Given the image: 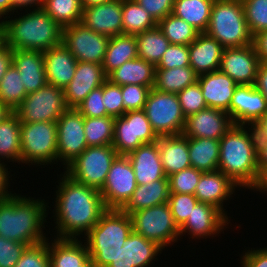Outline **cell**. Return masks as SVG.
<instances>
[{
    "mask_svg": "<svg viewBox=\"0 0 267 267\" xmlns=\"http://www.w3.org/2000/svg\"><path fill=\"white\" fill-rule=\"evenodd\" d=\"M198 202L193 194L170 193L167 203L179 228L188 219Z\"/></svg>",
    "mask_w": 267,
    "mask_h": 267,
    "instance_id": "obj_46",
    "label": "cell"
},
{
    "mask_svg": "<svg viewBox=\"0 0 267 267\" xmlns=\"http://www.w3.org/2000/svg\"><path fill=\"white\" fill-rule=\"evenodd\" d=\"M181 105L183 115L187 118L189 115L197 113L207 108L201 87L198 82L187 86L177 94Z\"/></svg>",
    "mask_w": 267,
    "mask_h": 267,
    "instance_id": "obj_47",
    "label": "cell"
},
{
    "mask_svg": "<svg viewBox=\"0 0 267 267\" xmlns=\"http://www.w3.org/2000/svg\"><path fill=\"white\" fill-rule=\"evenodd\" d=\"M255 87L267 100V62H260L259 64Z\"/></svg>",
    "mask_w": 267,
    "mask_h": 267,
    "instance_id": "obj_60",
    "label": "cell"
},
{
    "mask_svg": "<svg viewBox=\"0 0 267 267\" xmlns=\"http://www.w3.org/2000/svg\"><path fill=\"white\" fill-rule=\"evenodd\" d=\"M156 66L141 58L131 59L112 71L107 77L119 86L135 84L147 86L155 85Z\"/></svg>",
    "mask_w": 267,
    "mask_h": 267,
    "instance_id": "obj_32",
    "label": "cell"
},
{
    "mask_svg": "<svg viewBox=\"0 0 267 267\" xmlns=\"http://www.w3.org/2000/svg\"><path fill=\"white\" fill-rule=\"evenodd\" d=\"M130 216L133 231L162 249L181 240L180 228L174 221L168 203L133 212Z\"/></svg>",
    "mask_w": 267,
    "mask_h": 267,
    "instance_id": "obj_10",
    "label": "cell"
},
{
    "mask_svg": "<svg viewBox=\"0 0 267 267\" xmlns=\"http://www.w3.org/2000/svg\"><path fill=\"white\" fill-rule=\"evenodd\" d=\"M42 9L62 28L81 22V0H45Z\"/></svg>",
    "mask_w": 267,
    "mask_h": 267,
    "instance_id": "obj_41",
    "label": "cell"
},
{
    "mask_svg": "<svg viewBox=\"0 0 267 267\" xmlns=\"http://www.w3.org/2000/svg\"><path fill=\"white\" fill-rule=\"evenodd\" d=\"M207 107L224 110L229 115V106L238 84L220 70L198 76Z\"/></svg>",
    "mask_w": 267,
    "mask_h": 267,
    "instance_id": "obj_24",
    "label": "cell"
},
{
    "mask_svg": "<svg viewBox=\"0 0 267 267\" xmlns=\"http://www.w3.org/2000/svg\"><path fill=\"white\" fill-rule=\"evenodd\" d=\"M47 84L64 89L73 79L77 60L61 43L43 52Z\"/></svg>",
    "mask_w": 267,
    "mask_h": 267,
    "instance_id": "obj_25",
    "label": "cell"
},
{
    "mask_svg": "<svg viewBox=\"0 0 267 267\" xmlns=\"http://www.w3.org/2000/svg\"><path fill=\"white\" fill-rule=\"evenodd\" d=\"M21 158V122L11 112L0 122V162L4 160L20 164ZM3 159V160H1Z\"/></svg>",
    "mask_w": 267,
    "mask_h": 267,
    "instance_id": "obj_35",
    "label": "cell"
},
{
    "mask_svg": "<svg viewBox=\"0 0 267 267\" xmlns=\"http://www.w3.org/2000/svg\"><path fill=\"white\" fill-rule=\"evenodd\" d=\"M87 267H94L93 263L91 262Z\"/></svg>",
    "mask_w": 267,
    "mask_h": 267,
    "instance_id": "obj_68",
    "label": "cell"
},
{
    "mask_svg": "<svg viewBox=\"0 0 267 267\" xmlns=\"http://www.w3.org/2000/svg\"><path fill=\"white\" fill-rule=\"evenodd\" d=\"M15 267H50L48 239L36 245L27 246Z\"/></svg>",
    "mask_w": 267,
    "mask_h": 267,
    "instance_id": "obj_48",
    "label": "cell"
},
{
    "mask_svg": "<svg viewBox=\"0 0 267 267\" xmlns=\"http://www.w3.org/2000/svg\"><path fill=\"white\" fill-rule=\"evenodd\" d=\"M267 112V100L255 85H238L229 106L234 125L252 126Z\"/></svg>",
    "mask_w": 267,
    "mask_h": 267,
    "instance_id": "obj_18",
    "label": "cell"
},
{
    "mask_svg": "<svg viewBox=\"0 0 267 267\" xmlns=\"http://www.w3.org/2000/svg\"><path fill=\"white\" fill-rule=\"evenodd\" d=\"M133 231L131 216L121 209H107L83 237L94 267H107Z\"/></svg>",
    "mask_w": 267,
    "mask_h": 267,
    "instance_id": "obj_5",
    "label": "cell"
},
{
    "mask_svg": "<svg viewBox=\"0 0 267 267\" xmlns=\"http://www.w3.org/2000/svg\"><path fill=\"white\" fill-rule=\"evenodd\" d=\"M170 195L168 177L147 184L137 185L131 198L121 208L127 214L168 202Z\"/></svg>",
    "mask_w": 267,
    "mask_h": 267,
    "instance_id": "obj_31",
    "label": "cell"
},
{
    "mask_svg": "<svg viewBox=\"0 0 267 267\" xmlns=\"http://www.w3.org/2000/svg\"><path fill=\"white\" fill-rule=\"evenodd\" d=\"M157 26L171 44L189 46L200 33L192 25L172 13L158 21Z\"/></svg>",
    "mask_w": 267,
    "mask_h": 267,
    "instance_id": "obj_42",
    "label": "cell"
},
{
    "mask_svg": "<svg viewBox=\"0 0 267 267\" xmlns=\"http://www.w3.org/2000/svg\"><path fill=\"white\" fill-rule=\"evenodd\" d=\"M5 45V30L3 23L0 21V49Z\"/></svg>",
    "mask_w": 267,
    "mask_h": 267,
    "instance_id": "obj_67",
    "label": "cell"
},
{
    "mask_svg": "<svg viewBox=\"0 0 267 267\" xmlns=\"http://www.w3.org/2000/svg\"><path fill=\"white\" fill-rule=\"evenodd\" d=\"M215 0H175L172 14L192 25L200 33L205 32Z\"/></svg>",
    "mask_w": 267,
    "mask_h": 267,
    "instance_id": "obj_36",
    "label": "cell"
},
{
    "mask_svg": "<svg viewBox=\"0 0 267 267\" xmlns=\"http://www.w3.org/2000/svg\"><path fill=\"white\" fill-rule=\"evenodd\" d=\"M60 177L52 216L56 238L78 239L92 229L107 208L100 191L78 183L65 172Z\"/></svg>",
    "mask_w": 267,
    "mask_h": 267,
    "instance_id": "obj_1",
    "label": "cell"
},
{
    "mask_svg": "<svg viewBox=\"0 0 267 267\" xmlns=\"http://www.w3.org/2000/svg\"><path fill=\"white\" fill-rule=\"evenodd\" d=\"M202 171L189 167L168 176L170 193L195 194Z\"/></svg>",
    "mask_w": 267,
    "mask_h": 267,
    "instance_id": "obj_45",
    "label": "cell"
},
{
    "mask_svg": "<svg viewBox=\"0 0 267 267\" xmlns=\"http://www.w3.org/2000/svg\"><path fill=\"white\" fill-rule=\"evenodd\" d=\"M112 0H81L83 8L99 5L102 3L110 2Z\"/></svg>",
    "mask_w": 267,
    "mask_h": 267,
    "instance_id": "obj_65",
    "label": "cell"
},
{
    "mask_svg": "<svg viewBox=\"0 0 267 267\" xmlns=\"http://www.w3.org/2000/svg\"><path fill=\"white\" fill-rule=\"evenodd\" d=\"M67 109L64 89L46 84L27 94L14 113L21 123L57 122Z\"/></svg>",
    "mask_w": 267,
    "mask_h": 267,
    "instance_id": "obj_11",
    "label": "cell"
},
{
    "mask_svg": "<svg viewBox=\"0 0 267 267\" xmlns=\"http://www.w3.org/2000/svg\"><path fill=\"white\" fill-rule=\"evenodd\" d=\"M44 3L45 0H11V14H14V12L18 14V10L23 11V8L25 10H31V8L33 9L34 7V9H40L43 7Z\"/></svg>",
    "mask_w": 267,
    "mask_h": 267,
    "instance_id": "obj_58",
    "label": "cell"
},
{
    "mask_svg": "<svg viewBox=\"0 0 267 267\" xmlns=\"http://www.w3.org/2000/svg\"><path fill=\"white\" fill-rule=\"evenodd\" d=\"M19 14V18L2 20L5 44L12 50L44 52L62 43L63 28L42 8Z\"/></svg>",
    "mask_w": 267,
    "mask_h": 267,
    "instance_id": "obj_4",
    "label": "cell"
},
{
    "mask_svg": "<svg viewBox=\"0 0 267 267\" xmlns=\"http://www.w3.org/2000/svg\"><path fill=\"white\" fill-rule=\"evenodd\" d=\"M244 252L240 257L242 267H267V247Z\"/></svg>",
    "mask_w": 267,
    "mask_h": 267,
    "instance_id": "obj_55",
    "label": "cell"
},
{
    "mask_svg": "<svg viewBox=\"0 0 267 267\" xmlns=\"http://www.w3.org/2000/svg\"><path fill=\"white\" fill-rule=\"evenodd\" d=\"M104 104L103 85H101L100 87L92 90L76 109L84 117L109 116Z\"/></svg>",
    "mask_w": 267,
    "mask_h": 267,
    "instance_id": "obj_51",
    "label": "cell"
},
{
    "mask_svg": "<svg viewBox=\"0 0 267 267\" xmlns=\"http://www.w3.org/2000/svg\"><path fill=\"white\" fill-rule=\"evenodd\" d=\"M233 125L226 111L207 107L186 118L183 135L188 138L220 140Z\"/></svg>",
    "mask_w": 267,
    "mask_h": 267,
    "instance_id": "obj_19",
    "label": "cell"
},
{
    "mask_svg": "<svg viewBox=\"0 0 267 267\" xmlns=\"http://www.w3.org/2000/svg\"><path fill=\"white\" fill-rule=\"evenodd\" d=\"M144 110L128 111L115 117L114 139L112 146L119 155H127L143 144L157 141Z\"/></svg>",
    "mask_w": 267,
    "mask_h": 267,
    "instance_id": "obj_12",
    "label": "cell"
},
{
    "mask_svg": "<svg viewBox=\"0 0 267 267\" xmlns=\"http://www.w3.org/2000/svg\"><path fill=\"white\" fill-rule=\"evenodd\" d=\"M205 33L224 48L253 44V35L245 19L242 0H215Z\"/></svg>",
    "mask_w": 267,
    "mask_h": 267,
    "instance_id": "obj_6",
    "label": "cell"
},
{
    "mask_svg": "<svg viewBox=\"0 0 267 267\" xmlns=\"http://www.w3.org/2000/svg\"><path fill=\"white\" fill-rule=\"evenodd\" d=\"M138 58L135 35H116L110 37L102 62L105 74L108 76L125 62Z\"/></svg>",
    "mask_w": 267,
    "mask_h": 267,
    "instance_id": "obj_33",
    "label": "cell"
},
{
    "mask_svg": "<svg viewBox=\"0 0 267 267\" xmlns=\"http://www.w3.org/2000/svg\"><path fill=\"white\" fill-rule=\"evenodd\" d=\"M126 156L133 166L137 185L147 184L166 177L157 141L143 144Z\"/></svg>",
    "mask_w": 267,
    "mask_h": 267,
    "instance_id": "obj_26",
    "label": "cell"
},
{
    "mask_svg": "<svg viewBox=\"0 0 267 267\" xmlns=\"http://www.w3.org/2000/svg\"><path fill=\"white\" fill-rule=\"evenodd\" d=\"M124 114L128 111L143 110L150 88L142 85L128 84L121 86Z\"/></svg>",
    "mask_w": 267,
    "mask_h": 267,
    "instance_id": "obj_49",
    "label": "cell"
},
{
    "mask_svg": "<svg viewBox=\"0 0 267 267\" xmlns=\"http://www.w3.org/2000/svg\"><path fill=\"white\" fill-rule=\"evenodd\" d=\"M103 98L109 116L120 117L124 114L121 86L107 79L103 84Z\"/></svg>",
    "mask_w": 267,
    "mask_h": 267,
    "instance_id": "obj_52",
    "label": "cell"
},
{
    "mask_svg": "<svg viewBox=\"0 0 267 267\" xmlns=\"http://www.w3.org/2000/svg\"><path fill=\"white\" fill-rule=\"evenodd\" d=\"M198 75L190 66L156 69L154 88L164 93L178 94L197 82Z\"/></svg>",
    "mask_w": 267,
    "mask_h": 267,
    "instance_id": "obj_37",
    "label": "cell"
},
{
    "mask_svg": "<svg viewBox=\"0 0 267 267\" xmlns=\"http://www.w3.org/2000/svg\"><path fill=\"white\" fill-rule=\"evenodd\" d=\"M13 65L19 71L27 94L47 84L42 51L13 50Z\"/></svg>",
    "mask_w": 267,
    "mask_h": 267,
    "instance_id": "obj_28",
    "label": "cell"
},
{
    "mask_svg": "<svg viewBox=\"0 0 267 267\" xmlns=\"http://www.w3.org/2000/svg\"><path fill=\"white\" fill-rule=\"evenodd\" d=\"M137 187L133 166L126 155H118L100 190L107 209H121Z\"/></svg>",
    "mask_w": 267,
    "mask_h": 267,
    "instance_id": "obj_15",
    "label": "cell"
},
{
    "mask_svg": "<svg viewBox=\"0 0 267 267\" xmlns=\"http://www.w3.org/2000/svg\"><path fill=\"white\" fill-rule=\"evenodd\" d=\"M190 66L189 46L170 44L162 55L156 69H171L175 67Z\"/></svg>",
    "mask_w": 267,
    "mask_h": 267,
    "instance_id": "obj_50",
    "label": "cell"
},
{
    "mask_svg": "<svg viewBox=\"0 0 267 267\" xmlns=\"http://www.w3.org/2000/svg\"><path fill=\"white\" fill-rule=\"evenodd\" d=\"M191 167L202 172L218 169L220 143L216 139L188 138Z\"/></svg>",
    "mask_w": 267,
    "mask_h": 267,
    "instance_id": "obj_34",
    "label": "cell"
},
{
    "mask_svg": "<svg viewBox=\"0 0 267 267\" xmlns=\"http://www.w3.org/2000/svg\"><path fill=\"white\" fill-rule=\"evenodd\" d=\"M17 68L12 64L0 82V102L11 112L23 102L27 96Z\"/></svg>",
    "mask_w": 267,
    "mask_h": 267,
    "instance_id": "obj_43",
    "label": "cell"
},
{
    "mask_svg": "<svg viewBox=\"0 0 267 267\" xmlns=\"http://www.w3.org/2000/svg\"><path fill=\"white\" fill-rule=\"evenodd\" d=\"M224 47L205 32L189 45L190 67L200 76L220 68Z\"/></svg>",
    "mask_w": 267,
    "mask_h": 267,
    "instance_id": "obj_27",
    "label": "cell"
},
{
    "mask_svg": "<svg viewBox=\"0 0 267 267\" xmlns=\"http://www.w3.org/2000/svg\"><path fill=\"white\" fill-rule=\"evenodd\" d=\"M162 250L155 242L132 231L107 267H149Z\"/></svg>",
    "mask_w": 267,
    "mask_h": 267,
    "instance_id": "obj_22",
    "label": "cell"
},
{
    "mask_svg": "<svg viewBox=\"0 0 267 267\" xmlns=\"http://www.w3.org/2000/svg\"><path fill=\"white\" fill-rule=\"evenodd\" d=\"M122 34L137 35L157 26V22L135 0H123Z\"/></svg>",
    "mask_w": 267,
    "mask_h": 267,
    "instance_id": "obj_39",
    "label": "cell"
},
{
    "mask_svg": "<svg viewBox=\"0 0 267 267\" xmlns=\"http://www.w3.org/2000/svg\"><path fill=\"white\" fill-rule=\"evenodd\" d=\"M244 15L252 35L267 30V0H242Z\"/></svg>",
    "mask_w": 267,
    "mask_h": 267,
    "instance_id": "obj_44",
    "label": "cell"
},
{
    "mask_svg": "<svg viewBox=\"0 0 267 267\" xmlns=\"http://www.w3.org/2000/svg\"><path fill=\"white\" fill-rule=\"evenodd\" d=\"M13 64V50L6 44L0 49V82Z\"/></svg>",
    "mask_w": 267,
    "mask_h": 267,
    "instance_id": "obj_59",
    "label": "cell"
},
{
    "mask_svg": "<svg viewBox=\"0 0 267 267\" xmlns=\"http://www.w3.org/2000/svg\"><path fill=\"white\" fill-rule=\"evenodd\" d=\"M230 223L228 216L215 206L198 202L180 227V238L188 233L192 239L215 237ZM227 226V227H226Z\"/></svg>",
    "mask_w": 267,
    "mask_h": 267,
    "instance_id": "obj_17",
    "label": "cell"
},
{
    "mask_svg": "<svg viewBox=\"0 0 267 267\" xmlns=\"http://www.w3.org/2000/svg\"><path fill=\"white\" fill-rule=\"evenodd\" d=\"M7 164L4 162H0V201L9 198L12 195L11 191H8L10 188V180L9 178L13 175H10V171L6 168ZM10 175V176H9Z\"/></svg>",
    "mask_w": 267,
    "mask_h": 267,
    "instance_id": "obj_57",
    "label": "cell"
},
{
    "mask_svg": "<svg viewBox=\"0 0 267 267\" xmlns=\"http://www.w3.org/2000/svg\"><path fill=\"white\" fill-rule=\"evenodd\" d=\"M45 201L15 192L9 198L1 200L0 236L28 246L46 241L48 238L43 230L49 203Z\"/></svg>",
    "mask_w": 267,
    "mask_h": 267,
    "instance_id": "obj_2",
    "label": "cell"
},
{
    "mask_svg": "<svg viewBox=\"0 0 267 267\" xmlns=\"http://www.w3.org/2000/svg\"><path fill=\"white\" fill-rule=\"evenodd\" d=\"M122 5L123 0H112L83 8L81 23L90 30L108 37L122 35Z\"/></svg>",
    "mask_w": 267,
    "mask_h": 267,
    "instance_id": "obj_21",
    "label": "cell"
},
{
    "mask_svg": "<svg viewBox=\"0 0 267 267\" xmlns=\"http://www.w3.org/2000/svg\"><path fill=\"white\" fill-rule=\"evenodd\" d=\"M235 188L240 187L223 172L219 170L203 172L196 186L194 196L199 202L211 204L226 215L223 203L233 197Z\"/></svg>",
    "mask_w": 267,
    "mask_h": 267,
    "instance_id": "obj_23",
    "label": "cell"
},
{
    "mask_svg": "<svg viewBox=\"0 0 267 267\" xmlns=\"http://www.w3.org/2000/svg\"><path fill=\"white\" fill-rule=\"evenodd\" d=\"M260 64L253 44L224 48L219 70L238 85H255Z\"/></svg>",
    "mask_w": 267,
    "mask_h": 267,
    "instance_id": "obj_16",
    "label": "cell"
},
{
    "mask_svg": "<svg viewBox=\"0 0 267 267\" xmlns=\"http://www.w3.org/2000/svg\"><path fill=\"white\" fill-rule=\"evenodd\" d=\"M233 125L219 140L218 169L236 185L249 188L258 171L257 138L253 126Z\"/></svg>",
    "mask_w": 267,
    "mask_h": 267,
    "instance_id": "obj_3",
    "label": "cell"
},
{
    "mask_svg": "<svg viewBox=\"0 0 267 267\" xmlns=\"http://www.w3.org/2000/svg\"><path fill=\"white\" fill-rule=\"evenodd\" d=\"M10 113L11 111L3 103L0 102V122Z\"/></svg>",
    "mask_w": 267,
    "mask_h": 267,
    "instance_id": "obj_66",
    "label": "cell"
},
{
    "mask_svg": "<svg viewBox=\"0 0 267 267\" xmlns=\"http://www.w3.org/2000/svg\"><path fill=\"white\" fill-rule=\"evenodd\" d=\"M54 238L51 243L48 239L50 267H87L92 262L81 240Z\"/></svg>",
    "mask_w": 267,
    "mask_h": 267,
    "instance_id": "obj_29",
    "label": "cell"
},
{
    "mask_svg": "<svg viewBox=\"0 0 267 267\" xmlns=\"http://www.w3.org/2000/svg\"><path fill=\"white\" fill-rule=\"evenodd\" d=\"M108 79L102 64L77 62L71 82L64 88L65 102L68 108H77L94 89Z\"/></svg>",
    "mask_w": 267,
    "mask_h": 267,
    "instance_id": "obj_20",
    "label": "cell"
},
{
    "mask_svg": "<svg viewBox=\"0 0 267 267\" xmlns=\"http://www.w3.org/2000/svg\"><path fill=\"white\" fill-rule=\"evenodd\" d=\"M157 145L166 177L191 167L188 137H185L183 134L158 136Z\"/></svg>",
    "mask_w": 267,
    "mask_h": 267,
    "instance_id": "obj_30",
    "label": "cell"
},
{
    "mask_svg": "<svg viewBox=\"0 0 267 267\" xmlns=\"http://www.w3.org/2000/svg\"><path fill=\"white\" fill-rule=\"evenodd\" d=\"M115 117H84V133L88 147L112 145Z\"/></svg>",
    "mask_w": 267,
    "mask_h": 267,
    "instance_id": "obj_40",
    "label": "cell"
},
{
    "mask_svg": "<svg viewBox=\"0 0 267 267\" xmlns=\"http://www.w3.org/2000/svg\"><path fill=\"white\" fill-rule=\"evenodd\" d=\"M112 145L87 147L64 170L72 179L100 191L115 158Z\"/></svg>",
    "mask_w": 267,
    "mask_h": 267,
    "instance_id": "obj_8",
    "label": "cell"
},
{
    "mask_svg": "<svg viewBox=\"0 0 267 267\" xmlns=\"http://www.w3.org/2000/svg\"><path fill=\"white\" fill-rule=\"evenodd\" d=\"M156 21L172 13L174 0H135Z\"/></svg>",
    "mask_w": 267,
    "mask_h": 267,
    "instance_id": "obj_54",
    "label": "cell"
},
{
    "mask_svg": "<svg viewBox=\"0 0 267 267\" xmlns=\"http://www.w3.org/2000/svg\"><path fill=\"white\" fill-rule=\"evenodd\" d=\"M57 123V163L65 169L87 147L84 116L76 108H68Z\"/></svg>",
    "mask_w": 267,
    "mask_h": 267,
    "instance_id": "obj_13",
    "label": "cell"
},
{
    "mask_svg": "<svg viewBox=\"0 0 267 267\" xmlns=\"http://www.w3.org/2000/svg\"><path fill=\"white\" fill-rule=\"evenodd\" d=\"M109 40L81 22L63 28L62 43L79 62L102 64Z\"/></svg>",
    "mask_w": 267,
    "mask_h": 267,
    "instance_id": "obj_14",
    "label": "cell"
},
{
    "mask_svg": "<svg viewBox=\"0 0 267 267\" xmlns=\"http://www.w3.org/2000/svg\"><path fill=\"white\" fill-rule=\"evenodd\" d=\"M55 161L57 162V123H21L20 163L37 167L48 166L53 162L55 164Z\"/></svg>",
    "mask_w": 267,
    "mask_h": 267,
    "instance_id": "obj_7",
    "label": "cell"
},
{
    "mask_svg": "<svg viewBox=\"0 0 267 267\" xmlns=\"http://www.w3.org/2000/svg\"><path fill=\"white\" fill-rule=\"evenodd\" d=\"M252 126L257 140H267V112Z\"/></svg>",
    "mask_w": 267,
    "mask_h": 267,
    "instance_id": "obj_62",
    "label": "cell"
},
{
    "mask_svg": "<svg viewBox=\"0 0 267 267\" xmlns=\"http://www.w3.org/2000/svg\"><path fill=\"white\" fill-rule=\"evenodd\" d=\"M248 189L267 195V166L258 168L255 181Z\"/></svg>",
    "mask_w": 267,
    "mask_h": 267,
    "instance_id": "obj_61",
    "label": "cell"
},
{
    "mask_svg": "<svg viewBox=\"0 0 267 267\" xmlns=\"http://www.w3.org/2000/svg\"><path fill=\"white\" fill-rule=\"evenodd\" d=\"M135 36L138 58L144 59L155 66L160 62L162 55L171 44L158 26Z\"/></svg>",
    "mask_w": 267,
    "mask_h": 267,
    "instance_id": "obj_38",
    "label": "cell"
},
{
    "mask_svg": "<svg viewBox=\"0 0 267 267\" xmlns=\"http://www.w3.org/2000/svg\"><path fill=\"white\" fill-rule=\"evenodd\" d=\"M258 168L267 166V140H257Z\"/></svg>",
    "mask_w": 267,
    "mask_h": 267,
    "instance_id": "obj_63",
    "label": "cell"
},
{
    "mask_svg": "<svg viewBox=\"0 0 267 267\" xmlns=\"http://www.w3.org/2000/svg\"><path fill=\"white\" fill-rule=\"evenodd\" d=\"M8 13L11 15V0H0V20H1V22H2V20L6 19L8 17V15H9ZM5 15H7V16H5Z\"/></svg>",
    "mask_w": 267,
    "mask_h": 267,
    "instance_id": "obj_64",
    "label": "cell"
},
{
    "mask_svg": "<svg viewBox=\"0 0 267 267\" xmlns=\"http://www.w3.org/2000/svg\"><path fill=\"white\" fill-rule=\"evenodd\" d=\"M253 46L260 62H267V30L253 35Z\"/></svg>",
    "mask_w": 267,
    "mask_h": 267,
    "instance_id": "obj_56",
    "label": "cell"
},
{
    "mask_svg": "<svg viewBox=\"0 0 267 267\" xmlns=\"http://www.w3.org/2000/svg\"><path fill=\"white\" fill-rule=\"evenodd\" d=\"M143 110L157 136L183 134L186 117L177 94L151 88Z\"/></svg>",
    "mask_w": 267,
    "mask_h": 267,
    "instance_id": "obj_9",
    "label": "cell"
},
{
    "mask_svg": "<svg viewBox=\"0 0 267 267\" xmlns=\"http://www.w3.org/2000/svg\"><path fill=\"white\" fill-rule=\"evenodd\" d=\"M27 246L0 236V267H15Z\"/></svg>",
    "mask_w": 267,
    "mask_h": 267,
    "instance_id": "obj_53",
    "label": "cell"
}]
</instances>
